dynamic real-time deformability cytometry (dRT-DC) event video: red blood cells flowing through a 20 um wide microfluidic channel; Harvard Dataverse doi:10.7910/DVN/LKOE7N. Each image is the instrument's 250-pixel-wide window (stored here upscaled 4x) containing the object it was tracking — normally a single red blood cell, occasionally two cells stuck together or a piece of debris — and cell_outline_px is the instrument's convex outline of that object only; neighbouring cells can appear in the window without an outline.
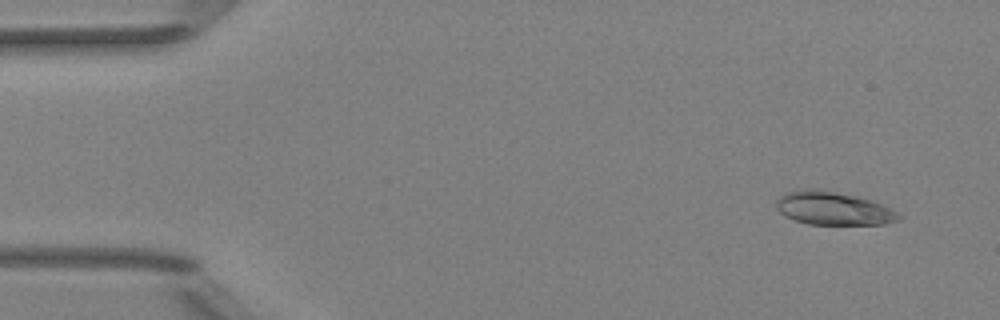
{"species": "Egyptian fruit bat (a non-hibernating species)", "species_latin": "Rousettus aegyptiacus", "temperature_condition": "room temperature", "stored_images_in_passage": 51, "camera_frame_rate_fps": 3000, "um_per_image_px": 0.085, "animal": {"sex": "female"}, "frame": {"image": 1, "passage_image": 4, "time_ms": 1.0, "image_size_px": [1000, 320], "cell_outline_px": [[904, 216], [900, 220], [884, 224], [808, 224], [784, 216], [776, 208], [776, 200], [784, 192], [812, 188], [816, 188], [856, 196], [872, 200]], "centroid_in_image_um": [70.81, 17.71], "position_along_channel_um": 14.2, "area_um2": 23.7}}
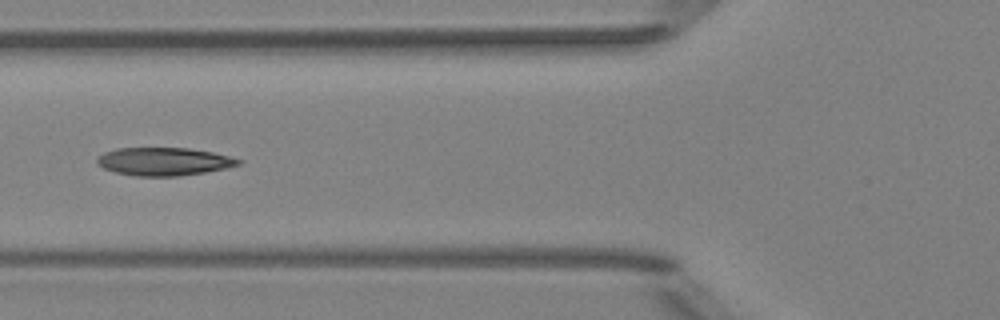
{"frame": {"image": 2, "passage_image": 20, "time_ms": 6.333, "image_size_px": [1000, 320], "cell_outline_px": [[244, 160], [240, 164], [224, 168], [204, 172], [176, 176], [136, 176], [116, 172], [104, 168], [96, 160], [96, 156], [104, 152], [116, 148], [188, 148], [212, 152]], "centroid_in_image_um": [13.91, 13.72], "position_along_channel_um": 111.9, "area_um2": 22.89}}
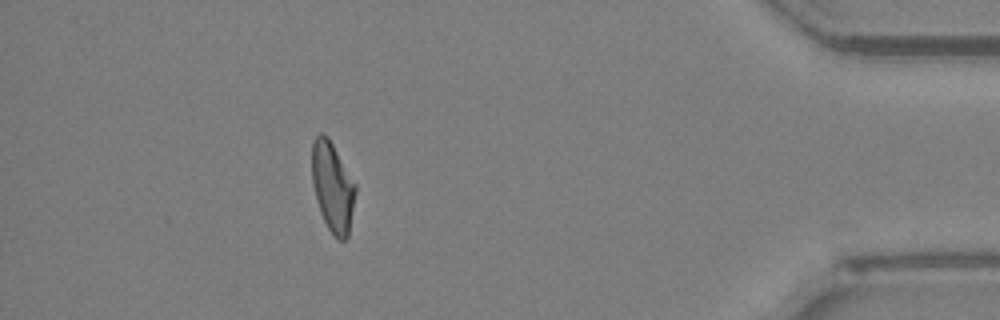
{"frame": {"image": 3, "passage_image": 46, "time_ms": 15.0, "image_size_px": [1000, 320], "cell_outline_px": [[356, 192], [348, 236], [344, 240], [340, 240], [328, 228], [320, 212], [316, 200], [312, 184], [312, 140], [320, 132], [324, 132], [328, 136], [356, 184]], "centroid_in_image_um": [28.26, 15.84], "position_along_channel_um": 406.9, "area_um2": 22.77}, "authors_computed_cell_mechanics": {"area_um2": 22.9466, "velocity_mm_per_s": 4.0102, "shape_relaxation_time_tau1_ms": 10.4184, "shape_relaxation_time_tau2_ms": 3.2713, "deformation_change_tau1": 0.2752, "deformation_change_tau2": 0.105}}